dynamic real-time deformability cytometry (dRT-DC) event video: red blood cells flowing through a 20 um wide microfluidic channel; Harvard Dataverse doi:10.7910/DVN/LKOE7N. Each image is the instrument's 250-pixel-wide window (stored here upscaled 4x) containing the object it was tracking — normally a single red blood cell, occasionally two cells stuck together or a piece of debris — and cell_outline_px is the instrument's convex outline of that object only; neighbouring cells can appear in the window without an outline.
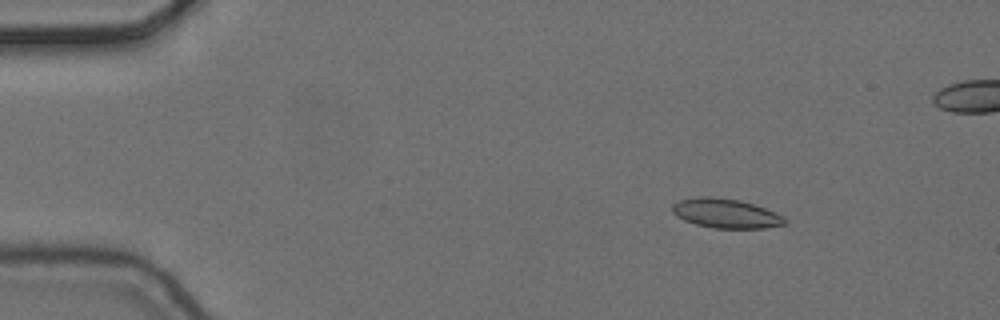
{"species": "common noctule bat (a hibernating species)", "species_latin": "Nyctalus noctula", "temperature_condition": "cold", "stored_images_in_passage": 4, "camera_frame_rate_fps": 3000, "um_per_image_px": 0.085, "animal": {"sex": "female", "body_mass_g": 24.6, "forearm_length_mm": 56.2}, "frame": {"image": 1, "passage_image": 1, "time_ms": 0.0, "image_size_px": [1000, 320], "cell_outline_px": [[788, 224], [764, 228], [712, 228], [696, 224], [684, 220], [676, 216], [672, 212], [672, 204], [680, 200], [700, 196], [708, 196], [740, 200], [776, 212], [784, 216], [788, 220]], "centroid_in_image_um": [61.72, 18.14], "position_along_channel_um": 23.3, "area_um2": 19.36}}